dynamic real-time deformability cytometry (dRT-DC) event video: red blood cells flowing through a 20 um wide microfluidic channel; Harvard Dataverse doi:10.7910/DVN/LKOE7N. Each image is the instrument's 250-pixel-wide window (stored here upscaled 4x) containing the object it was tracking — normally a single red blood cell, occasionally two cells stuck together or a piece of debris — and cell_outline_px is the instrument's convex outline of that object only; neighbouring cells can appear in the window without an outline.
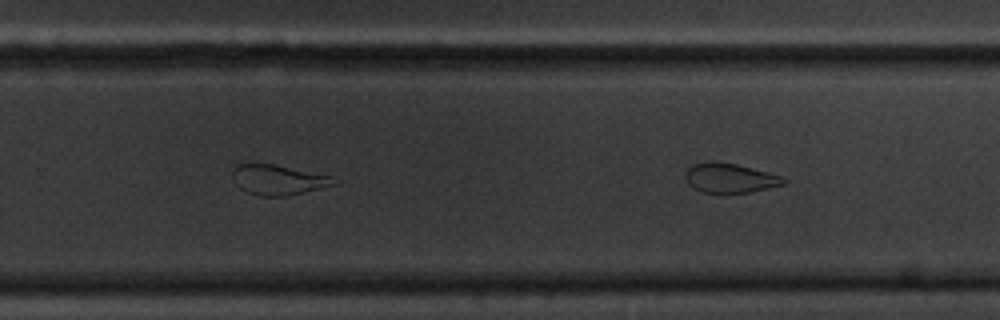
{"species": "common noctule bat (a hibernating species)", "species_latin": "Nyctalus noctula", "temperature_condition": "cold", "stored_images_in_passage": 24, "segment_of_instrument_passage": [2, 2], "camera_frame_rate_fps": 3000, "um_per_image_px": 0.085, "animal": {"sex": "male", "body_mass_g": 20.1, "forearm_length_mm": 53.5}, "frame": {"image": 1, "passage_image": 24, "time_ms": 7.667, "image_size_px": [1000, 320], "cell_outline_px": [[788, 180], [784, 184], [768, 188], [748, 192], [704, 192], [688, 184], [688, 168], [692, 164], [708, 160], [716, 160], [736, 164], [780, 176]], "centroid_in_image_um": [62.05, 15.1], "position_along_channel_um": 267.8, "area_um2": 16.47}}